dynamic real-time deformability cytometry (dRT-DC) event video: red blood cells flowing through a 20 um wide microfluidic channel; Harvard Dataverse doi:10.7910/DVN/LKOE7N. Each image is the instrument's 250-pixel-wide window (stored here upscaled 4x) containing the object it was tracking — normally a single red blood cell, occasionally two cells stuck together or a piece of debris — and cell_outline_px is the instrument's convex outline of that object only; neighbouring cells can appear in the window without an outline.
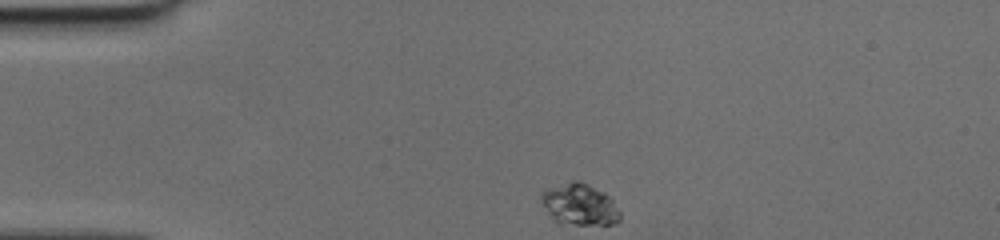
{"species": "human", "species_latin": "Homo sapiens", "temperature_condition": "cold", "stored_images_in_passage": 40, "camera_frame_rate_fps": 3000, "um_per_image_px": 0.085, "donor": {"sex": "female"}, "frame": {"image": 1, "passage_image": 1, "time_ms": 0.0, "image_size_px": [1000, 240], "cell_outline_px": [[620, 220], [616, 224], [560, 224], [552, 220], [540, 200], [540, 196], [548, 188], [572, 180], [580, 180], [604, 192], [612, 200], [620, 212]], "centroid_in_image_um": [49.25, 17.39], "position_along_channel_um": 35.8, "area_um2": 19.19}}
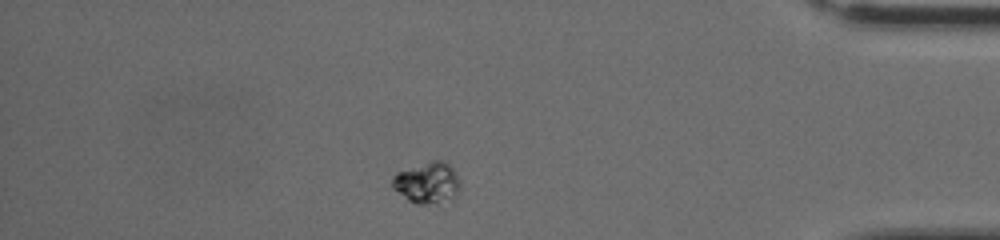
{"frame": {"image": 2, "passage_image": 34, "time_ms": 11.0, "image_size_px": [1000, 240], "cell_outline_px": [[460, 192], [444, 208], [416, 204], [408, 200], [392, 188], [392, 176], [396, 172], [432, 160], [444, 160], [456, 172], [460, 184]], "centroid_in_image_um": [36.37, 15.62], "position_along_channel_um": 398.8, "area_um2": 17.28}}